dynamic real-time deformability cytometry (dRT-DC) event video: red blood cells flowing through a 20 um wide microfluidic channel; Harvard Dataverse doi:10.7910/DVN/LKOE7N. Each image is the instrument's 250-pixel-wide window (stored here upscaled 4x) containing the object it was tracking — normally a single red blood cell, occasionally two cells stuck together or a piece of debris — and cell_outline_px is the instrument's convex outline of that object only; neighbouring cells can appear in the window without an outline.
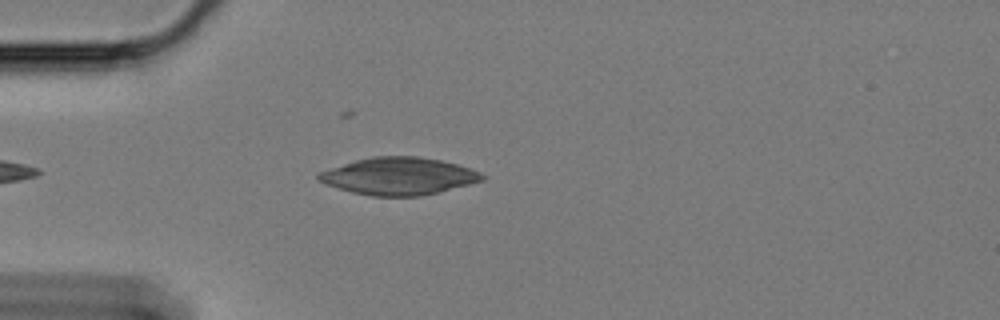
{"species": "Egyptian fruit bat (a non-hibernating species)", "species_latin": "Rousettus aegyptiacus", "temperature_condition": "cold", "stored_images_in_passage": 43, "camera_frame_rate_fps": 3000, "um_per_image_px": 0.085, "animal": {"sex": "female"}, "frame": {"image": 1, "passage_image": 6, "time_ms": 1.667, "image_size_px": [1000, 320], "cell_outline_px": [[488, 176], [484, 180], [420, 196], [372, 196], [352, 192], [328, 184], [320, 180], [316, 176], [320, 172], [356, 160], [372, 156], [416, 156], [440, 160], [472, 168]], "centroid_in_image_um": [33.95, 14.96], "position_along_channel_um": 51.1, "area_um2": 35.08}}
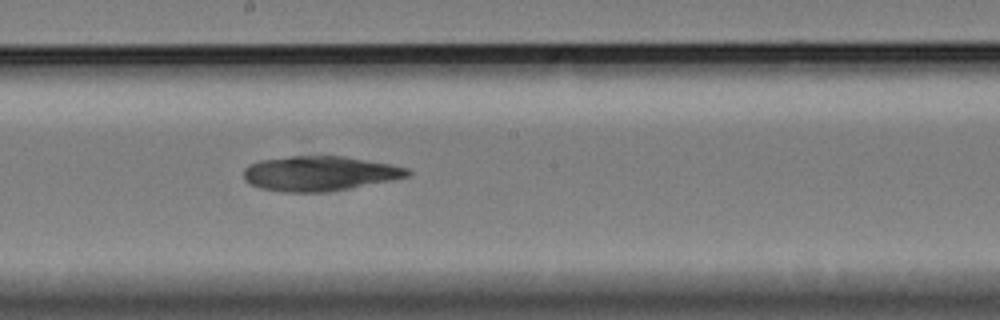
{"frame": {"image": 2, "passage_image": 22, "time_ms": 7.0, "image_size_px": [1000, 320], "cell_outline_px": [[412, 172], [408, 176], [392, 180], [328, 192], [284, 192], [260, 188], [248, 184], [244, 180], [244, 168], [248, 164], [260, 160], [288, 156], [344, 156], [392, 164], [408, 168]], "centroid_in_image_um": [27.14, 14.74], "position_along_channel_um": 221.1, "area_um2": 33.47}}
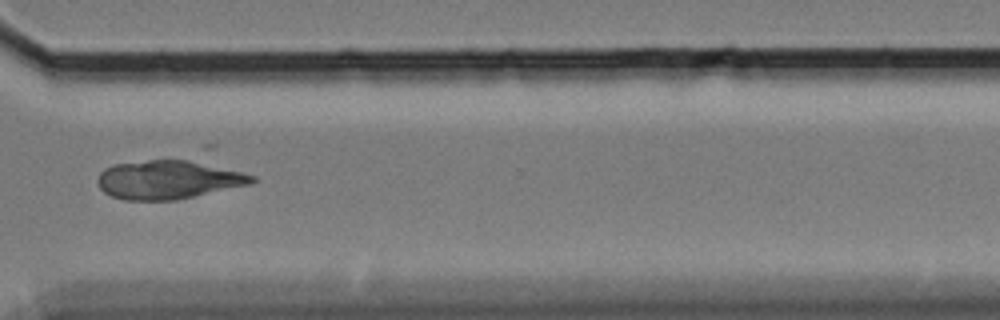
{"frame": {"image": 3, "passage_image": 34, "time_ms": 11.0, "image_size_px": [1000, 320], "cell_outline_px": [[256, 180], [248, 184], [176, 200], [124, 200], [112, 196], [104, 192], [100, 188], [96, 180], [100, 172], [104, 168], [112, 164], [148, 160], [188, 160], [240, 172], [256, 176]], "centroid_in_image_um": [14.21, 15.28], "position_along_channel_um": 356.4, "area_um2": 34.28}}